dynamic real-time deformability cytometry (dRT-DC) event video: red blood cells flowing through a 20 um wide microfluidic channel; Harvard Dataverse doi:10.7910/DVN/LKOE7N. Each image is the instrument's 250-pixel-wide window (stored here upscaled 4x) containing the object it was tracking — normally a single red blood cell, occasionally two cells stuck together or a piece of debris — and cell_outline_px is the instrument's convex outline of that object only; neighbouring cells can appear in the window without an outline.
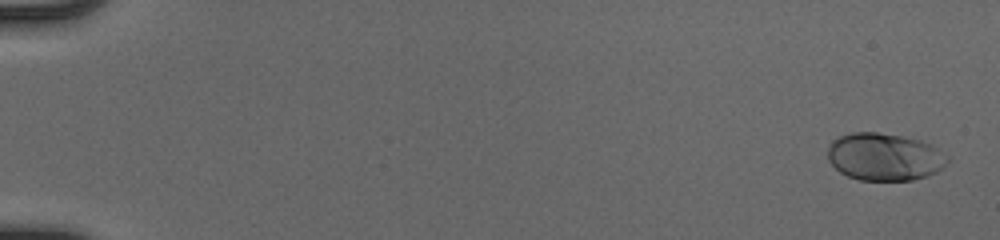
{"species": "human", "species_latin": "Homo sapiens", "temperature_condition": "cold", "stored_images_in_passage": 52, "camera_frame_rate_fps": 3000, "um_per_image_px": 0.085, "donor": {"sex": "male"}, "frame": {"image": 1, "passage_image": 2, "time_ms": 0.333, "image_size_px": [1000, 240], "cell_outline_px": [[948, 160], [936, 172], [912, 180], [860, 180], [848, 176], [840, 172], [828, 160], [828, 148], [832, 140], [840, 136], [852, 132], [876, 132], [900, 136], [920, 140], [936, 148], [948, 156]], "centroid_in_image_um": [75.14, 13.33], "position_along_channel_um": 9.9, "area_um2": 32.77}}
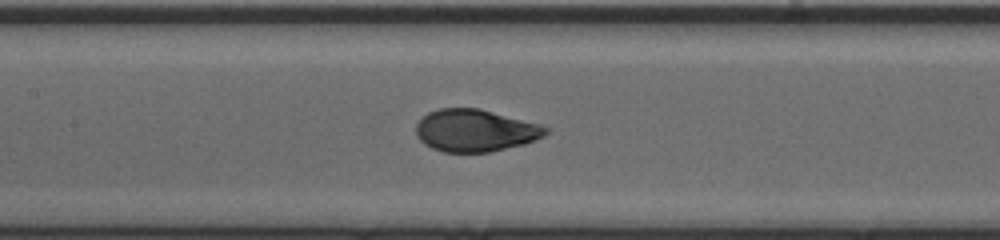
{"frame": {"image": 2, "passage_image": 27, "time_ms": 8.667, "image_size_px": [1000, 240], "cell_outline_px": [[548, 132], [544, 136], [536, 140], [524, 144], [488, 152], [444, 152], [432, 148], [424, 144], [416, 136], [416, 124], [428, 112], [440, 108], [480, 108], [540, 124], [548, 128]], "centroid_in_image_um": [40.39, 11.09], "position_along_channel_um": 167.0, "area_um2": 31.96}}
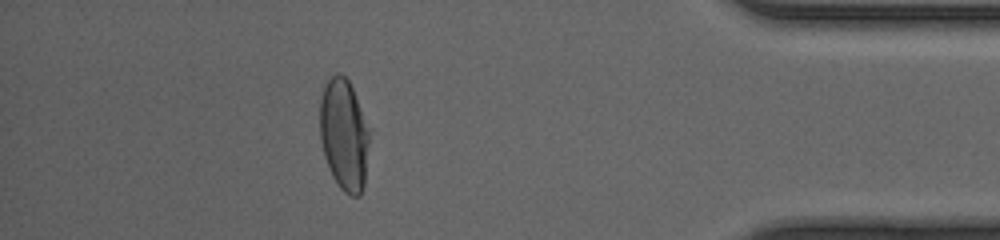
{"frame": {"image": 3, "passage_image": 47, "time_ms": 15.333, "image_size_px": [1000, 240], "cell_outline_px": [[372, 128], [364, 188], [360, 196], [352, 196], [344, 192], [340, 188], [332, 176], [328, 168], [324, 156], [320, 140], [320, 100], [324, 88], [328, 80], [336, 72], [340, 72], [348, 80]], "centroid_in_image_um": [29.29, 11.47], "position_along_channel_um": 405.9, "area_um2": 33.12}, "authors_computed_cell_mechanics": {"area_um2": 32.946, "velocity_mm_per_s": 4.1232, "shape_relaxation_time_tau1_ms": 2.8964, "shape_relaxation_time_tau2_ms": null, "deformation_change_tau1": 0.1711, "deformation_change_tau2": null}}